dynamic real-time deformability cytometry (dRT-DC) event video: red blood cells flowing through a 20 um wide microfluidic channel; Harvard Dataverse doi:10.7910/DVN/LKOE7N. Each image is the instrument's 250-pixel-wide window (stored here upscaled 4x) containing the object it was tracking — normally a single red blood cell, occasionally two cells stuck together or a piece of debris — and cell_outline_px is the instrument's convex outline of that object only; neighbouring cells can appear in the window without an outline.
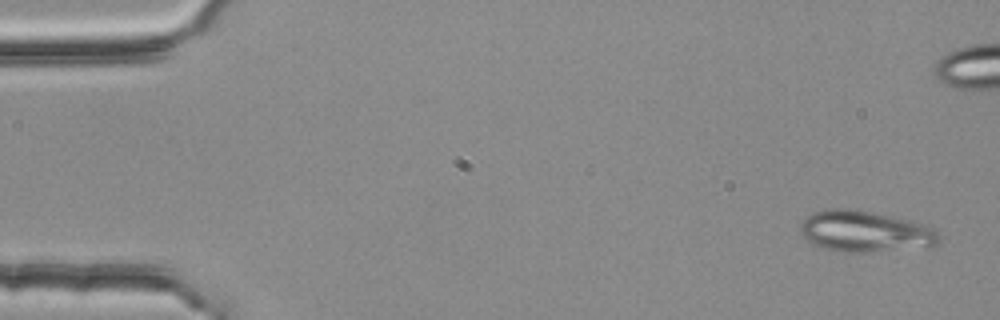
{"species": "common noctule bat (a hibernating species)", "species_latin": "Nyctalus noctula", "temperature_condition": "room temperature", "stored_images_in_passage": 4, "camera_frame_rate_fps": 3000, "um_per_image_px": 0.085, "animal": {"sex": "female", "body_mass_g": 25.1}, "frame": {"image": 1, "passage_image": 1, "time_ms": 0.0, "image_size_px": [1000, 320], "cell_outline_px": [[940, 240], [936, 244], [872, 252], [844, 252], [824, 248], [808, 240], [800, 232], [800, 224], [812, 212], [824, 208], [852, 208], [872, 212], [908, 220], [924, 224], [936, 228], [940, 236]], "centroid_in_image_um": [73.5, 19.64], "position_along_channel_um": 11.5, "area_um2": 32.95}}